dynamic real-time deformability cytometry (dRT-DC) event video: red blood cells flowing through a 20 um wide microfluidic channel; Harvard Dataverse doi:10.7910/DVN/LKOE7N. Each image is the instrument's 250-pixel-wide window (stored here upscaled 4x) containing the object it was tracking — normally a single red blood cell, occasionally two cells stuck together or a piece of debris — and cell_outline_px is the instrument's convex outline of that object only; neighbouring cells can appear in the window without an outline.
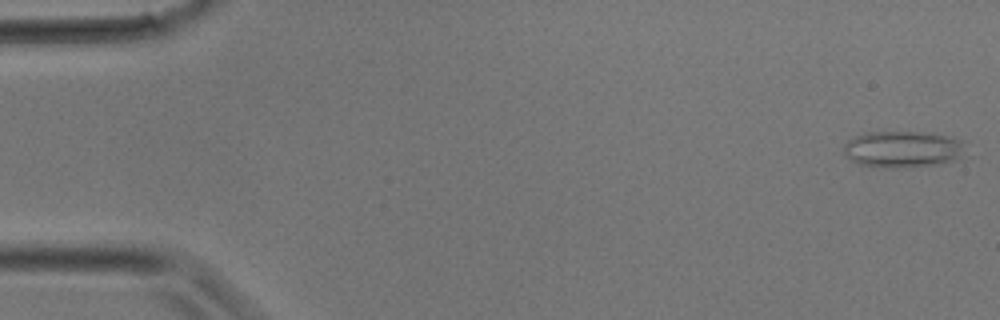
{"species": "common noctule bat (a hibernating species)", "species_latin": "Nyctalus noctula", "temperature_condition": "room temperature", "stored_images_in_passage": 31, "camera_frame_rate_fps": 3000, "um_per_image_px": 0.085, "animal": {"sex": "male", "body_mass_g": 17.9}, "frame": {"image": 1, "passage_image": 1, "time_ms": 0.0, "image_size_px": [1000, 320], "cell_outline_px": [[960, 156], [952, 160], [936, 164], [860, 164], [852, 160], [844, 152], [844, 144], [848, 140], [856, 136], [868, 132], [932, 132], [952, 136], [960, 140]], "centroid_in_image_um": [76.71, 12.59], "position_along_channel_um": 8.3, "area_um2": 24.22}}
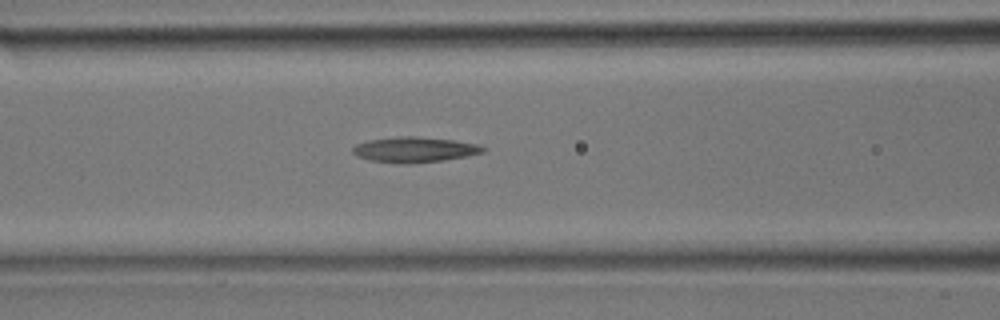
{"frame": {"image": 2, "passage_image": 13, "time_ms": 4.0, "image_size_px": [1000, 320], "cell_outline_px": [[488, 148], [484, 152], [468, 156], [444, 160], [408, 164], [404, 164], [368, 160], [356, 156], [352, 152], [352, 148], [356, 144], [368, 140], [400, 136], [416, 136], [452, 140], [480, 144]], "centroid_in_image_um": [35.25, 12.72], "position_along_channel_um": 131.4, "area_um2": 19.48}}
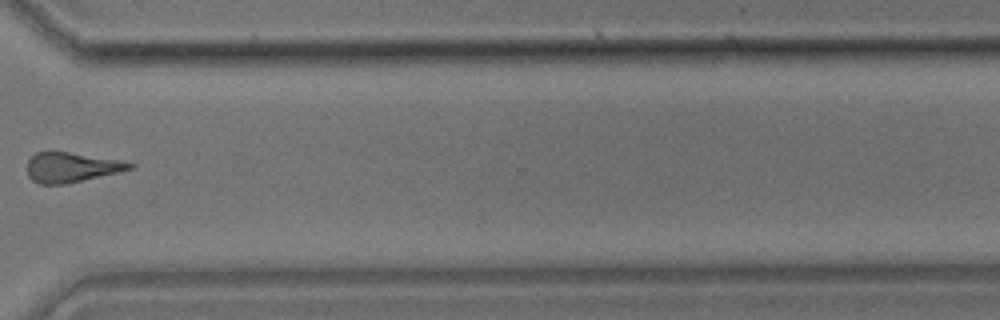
{"frame": {"image": 3, "passage_image": 24, "time_ms": 7.667, "image_size_px": [1000, 320], "cell_outline_px": [[136, 168], [64, 184], [40, 184], [32, 180], [28, 176], [28, 160], [36, 152], [68, 152], [120, 160], [136, 164]], "centroid_in_image_um": [6.09, 14.22], "position_along_channel_um": 364.5, "area_um2": 17.63}}